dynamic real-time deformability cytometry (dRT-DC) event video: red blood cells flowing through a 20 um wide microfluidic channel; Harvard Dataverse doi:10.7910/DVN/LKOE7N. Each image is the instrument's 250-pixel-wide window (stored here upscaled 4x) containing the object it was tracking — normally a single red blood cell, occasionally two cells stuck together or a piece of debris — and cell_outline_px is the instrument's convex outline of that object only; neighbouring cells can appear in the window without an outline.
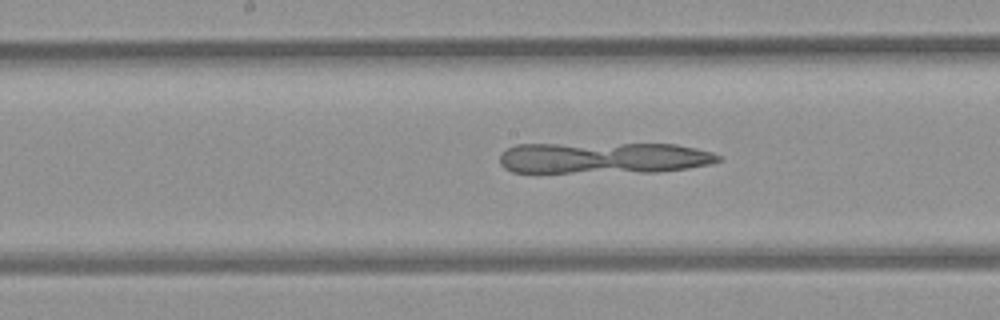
{"species": "common noctule bat (a hibernating species)", "species_latin": "Nyctalus noctula", "temperature_condition": "room temperature", "stored_images_in_passage": 39, "camera_frame_rate_fps": 3000, "um_per_image_px": 0.085, "animal": {"sex": "female", "body_mass_g": 21.9}, "frame": {"image": 1, "passage_image": 13, "time_ms": 4.0, "image_size_px": [1000, 320], "cell_outline_px": [[720, 160], [708, 164], [688, 168], [656, 172], [512, 172], [504, 168], [500, 164], [500, 152], [516, 144], [676, 144], [696, 148], [712, 152], [720, 156]], "centroid_in_image_um": [51.28, 13.42], "position_along_channel_um": 196.9, "area_um2": 40.0}}